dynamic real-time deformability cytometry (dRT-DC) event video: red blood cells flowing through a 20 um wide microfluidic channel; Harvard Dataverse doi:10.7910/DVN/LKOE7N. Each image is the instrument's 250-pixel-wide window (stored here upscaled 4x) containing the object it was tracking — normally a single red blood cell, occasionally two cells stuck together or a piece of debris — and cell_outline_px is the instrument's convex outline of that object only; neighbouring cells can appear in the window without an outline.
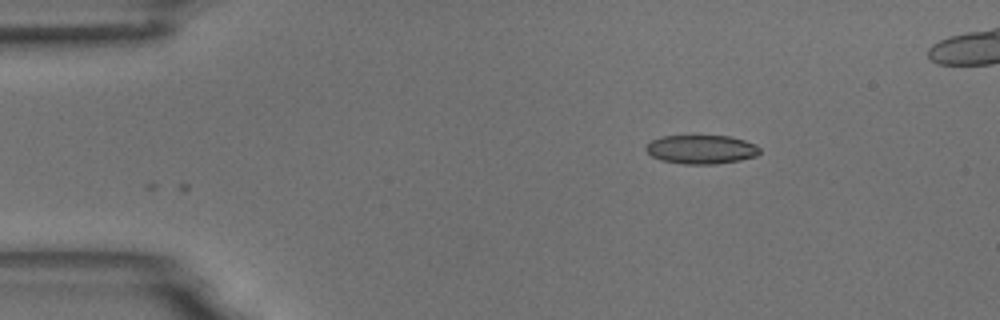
{"species": "common noctule bat (a hibernating species)", "species_latin": "Nyctalus noctula", "temperature_condition": "room temperature", "stored_images_in_passage": 2, "camera_frame_rate_fps": 3000, "um_per_image_px": 0.085, "animal": {"sex": "male", "body_mass_g": 18.8}, "frame": {"image": 1, "passage_image": 2, "time_ms": 1.0, "image_size_px": [1000, 320], "cell_outline_px": [[760, 152], [756, 156], [740, 160], [716, 164], [684, 164], [660, 160], [652, 156], [644, 148], [652, 140], [660, 136], [728, 136], [744, 140], [756, 144], [760, 148]], "centroid_in_image_um": [59.61, 12.7], "position_along_channel_um": 25.4, "area_um2": 19.13}}